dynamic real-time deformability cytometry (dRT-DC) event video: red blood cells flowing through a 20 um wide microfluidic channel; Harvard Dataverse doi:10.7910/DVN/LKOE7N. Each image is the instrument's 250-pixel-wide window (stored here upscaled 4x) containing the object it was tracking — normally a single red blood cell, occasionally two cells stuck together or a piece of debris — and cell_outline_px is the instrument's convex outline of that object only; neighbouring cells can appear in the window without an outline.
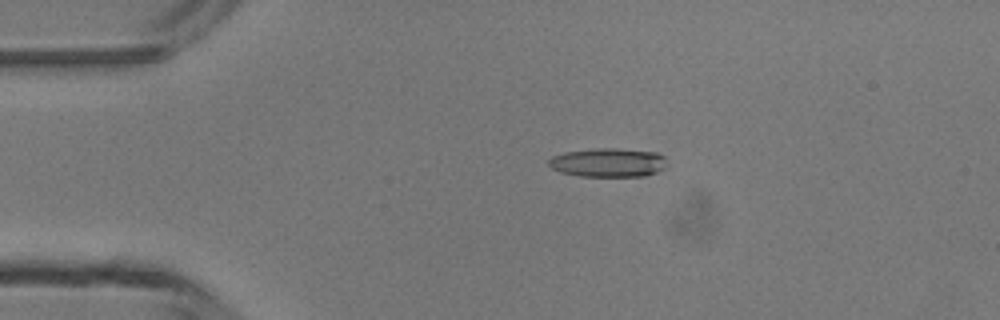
{"species": "common noctule bat (a hibernating species)", "species_latin": "Nyctalus noctula", "temperature_condition": "room temperature", "stored_images_in_passage": 2, "camera_frame_rate_fps": 3000, "um_per_image_px": 0.085, "animal": {"sex": "male", "body_mass_g": 13.3}, "frame": {"image": 1, "passage_image": 2, "time_ms": 2.333, "image_size_px": [1000, 320], "cell_outline_px": [[664, 168], [656, 172], [644, 176], [580, 176], [560, 172], [552, 168], [548, 164], [548, 160], [552, 156], [564, 152], [596, 148], [616, 148], [656, 152], [664, 156]], "centroid_in_image_um": [51.66, 13.81], "position_along_channel_um": 33.3, "area_um2": 19.83}}